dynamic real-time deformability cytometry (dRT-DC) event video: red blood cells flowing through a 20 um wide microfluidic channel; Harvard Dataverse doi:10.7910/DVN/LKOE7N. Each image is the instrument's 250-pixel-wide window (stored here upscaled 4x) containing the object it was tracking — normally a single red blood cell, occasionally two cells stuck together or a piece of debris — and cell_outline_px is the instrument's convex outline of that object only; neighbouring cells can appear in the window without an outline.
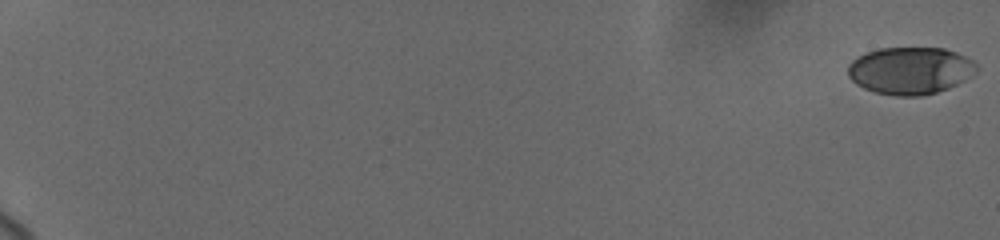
{"species": "human", "species_latin": "Homo sapiens", "temperature_condition": "cold", "stored_images_in_passage": 53, "camera_frame_rate_fps": 3000, "um_per_image_px": 0.085, "donor": {"sex": "female"}, "frame": {"image": 1, "passage_image": 1, "time_ms": 0.0, "image_size_px": [1000, 240], "cell_outline_px": [[976, 72], [972, 76], [948, 88], [936, 92], [920, 96], [896, 96], [876, 92], [864, 88], [856, 84], [848, 76], [848, 64], [856, 56], [880, 48], [944, 48], [956, 52], [972, 60], [976, 64]], "centroid_in_image_um": [77.35, 6.0], "position_along_channel_um": 7.6, "area_um2": 35.37}}
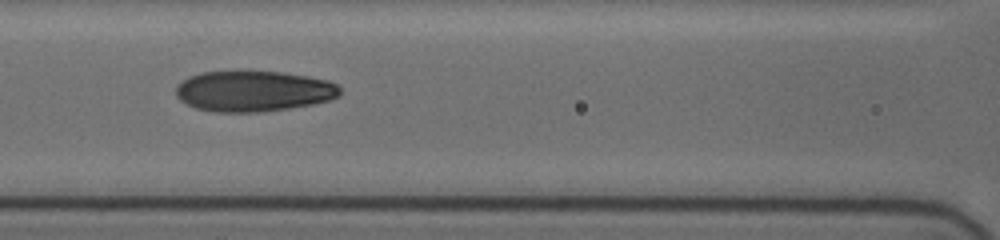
{"frame": {"image": 2, "passage_image": 30, "time_ms": 10.0, "image_size_px": [1000, 240], "cell_outline_px": [[340, 96], [328, 100], [312, 104], [288, 108], [256, 112], [216, 112], [196, 108], [180, 100], [176, 96], [176, 84], [200, 72], [236, 68], [284, 72], [308, 76], [328, 80], [336, 84], [340, 88]], "centroid_in_image_um": [21.52, 7.7], "position_along_channel_um": 145.1, "area_um2": 39.88}}
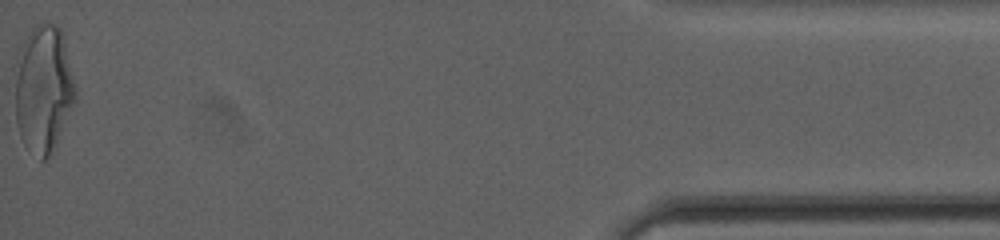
{"frame": {"image": 3, "passage_image": 53, "time_ms": 19.667, "image_size_px": [1000, 240], "cell_outline_px": [[76, 100], [56, 148], [44, 160], [40, 160], [24, 144], [20, 136], [16, 120], [16, 56], [24, 40], [32, 28], [36, 24], [44, 20], [56, 24], [60, 28], [64, 40], [76, 92]], "centroid_in_image_um": [3.7, 7.56], "position_along_channel_um": 431.5, "area_um2": 45.08}, "authors_computed_cell_mechanics": {"area_um2": 38.0902, "velocity_mm_per_s": 3.7001, "shape_relaxation_time_tau1_ms": 4.4128, "shape_relaxation_time_tau2_ms": 1.5259, "deformation_change_tau1": 0.1849, "deformation_change_tau2": 0.0744}}